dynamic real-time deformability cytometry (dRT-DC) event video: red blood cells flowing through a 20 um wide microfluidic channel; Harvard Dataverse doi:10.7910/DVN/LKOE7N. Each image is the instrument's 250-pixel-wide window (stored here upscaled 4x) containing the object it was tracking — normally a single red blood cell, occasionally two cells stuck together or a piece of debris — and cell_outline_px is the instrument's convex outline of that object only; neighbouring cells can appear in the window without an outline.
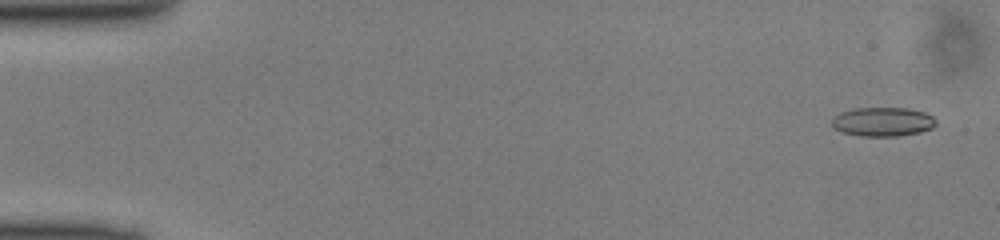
{"species": "common noctule bat (a hibernating species)", "species_latin": "Nyctalus noctula", "temperature_condition": "cold", "stored_images_in_passage": 49, "camera_frame_rate_fps": 3000, "um_per_image_px": 0.085, "animal": {"sex": "male", "body_mass_g": 13.0, "forearm_length_mm": 53.1}, "frame": {"image": 1, "passage_image": 2, "time_ms": 0.333, "image_size_px": [1000, 240], "cell_outline_px": [[936, 124], [932, 128], [920, 132], [896, 136], [860, 136], [844, 132], [832, 128], [832, 116], [840, 112], [852, 108], [908, 108], [924, 112], [932, 116], [936, 120]], "centroid_in_image_um": [75.0, 10.34], "position_along_channel_um": 10.0, "area_um2": 17.74}}
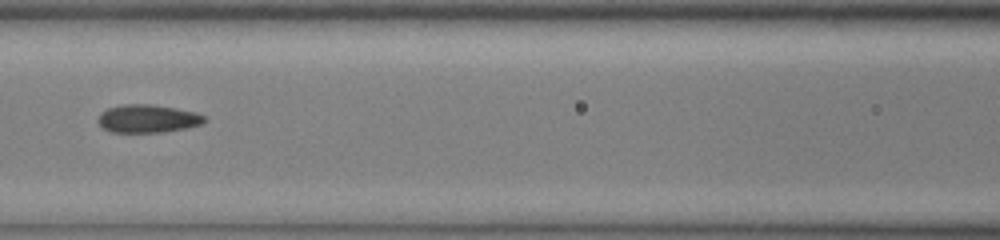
{"frame": {"image": 2, "passage_image": 22, "time_ms": 7.0, "image_size_px": [1000, 240], "cell_outline_px": [[208, 120], [200, 124], [188, 128], [164, 132], [112, 132], [104, 128], [96, 120], [100, 112], [108, 108], [124, 104], [152, 104], [176, 108], [196, 112], [204, 116]], "centroid_in_image_um": [12.56, 10.08], "position_along_channel_um": 154.0, "area_um2": 17.51}}
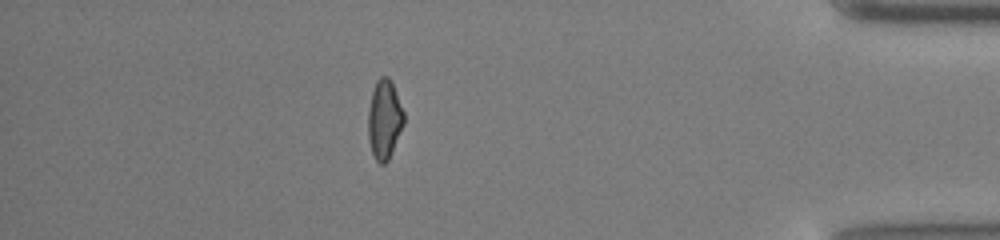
{"frame": {"image": 3, "passage_image": 43, "time_ms": 14.0, "image_size_px": [1000, 240], "cell_outline_px": [[404, 124], [388, 160], [384, 164], [380, 164], [376, 160], [372, 152], [368, 136], [368, 108], [372, 92], [376, 80], [380, 76], [388, 76], [392, 80], [404, 112]], "centroid_in_image_um": [32.67, 10.11], "position_along_channel_um": 402.5, "area_um2": 16.59}}